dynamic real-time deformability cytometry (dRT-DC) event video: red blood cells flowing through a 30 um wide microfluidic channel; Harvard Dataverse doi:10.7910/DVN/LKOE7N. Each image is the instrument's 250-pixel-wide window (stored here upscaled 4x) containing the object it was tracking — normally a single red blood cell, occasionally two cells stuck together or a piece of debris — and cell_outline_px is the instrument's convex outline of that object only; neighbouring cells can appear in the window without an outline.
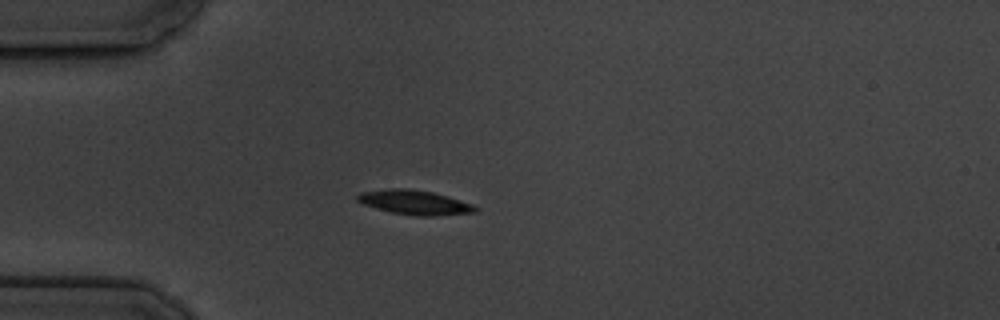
{"species": "common noctule bat (a hibernating species)", "species_latin": "Nyctalus noctula", "temperature_condition": "cold", "stored_images_in_passage": 12, "camera_frame_rate_fps": 3000, "um_per_image_px": 0.085, "animal": {"sex": "male", "body_mass_g": 19.5, "forearm_length_mm": 54.6}, "frame": {"image": 1, "passage_image": 1, "time_ms": 0.0, "image_size_px": [1000, 320], "cell_outline_px": [[480, 208], [476, 212], [436, 216], [416, 216], [392, 212], [376, 208], [364, 204], [356, 200], [356, 196], [360, 192], [392, 188], [408, 188], [432, 192], [448, 196], [472, 204]], "centroid_in_image_um": [35.26, 17.2], "position_along_channel_um": 49.7, "area_um2": 16.82}}
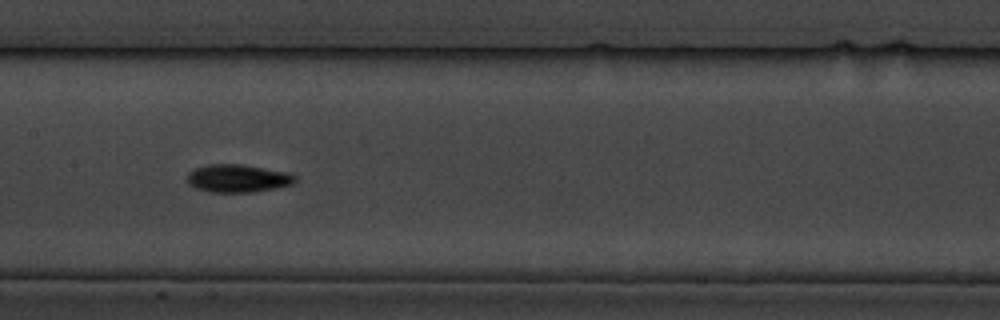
{"frame": {"image": 2, "passage_image": 5, "time_ms": 4.333, "image_size_px": [1000, 320], "cell_outline_px": [[296, 180], [292, 184], [276, 188], [252, 192], [212, 192], [196, 188], [188, 184], [188, 172], [196, 168], [208, 164], [240, 164], [288, 172], [296, 176]], "centroid_in_image_um": [20.22, 15.16], "position_along_channel_um": 187.2, "area_um2": 17.46}}
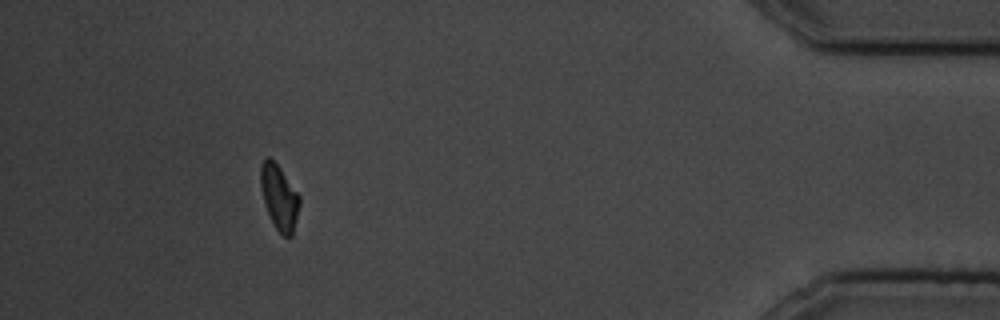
{"frame": {"image": 3, "passage_image": 11, "time_ms": 12.333, "image_size_px": [1000, 320], "cell_outline_px": [[300, 204], [292, 236], [284, 236], [276, 228], [264, 204], [260, 188], [260, 168], [264, 160], [268, 156], [280, 168], [300, 196]], "centroid_in_image_um": [23.73, 16.76], "position_along_channel_um": 411.5, "area_um2": 14.51}, "authors_computed_cell_mechanics": {"area_um2": 15.9528, "velocity_mm_per_s": 3.4902, "shape_relaxation_time_tau1_ms": 2.0363, "shape_relaxation_time_tau2_ms": null, "deformation_change_tau1": 0.0718, "deformation_change_tau2": null}}